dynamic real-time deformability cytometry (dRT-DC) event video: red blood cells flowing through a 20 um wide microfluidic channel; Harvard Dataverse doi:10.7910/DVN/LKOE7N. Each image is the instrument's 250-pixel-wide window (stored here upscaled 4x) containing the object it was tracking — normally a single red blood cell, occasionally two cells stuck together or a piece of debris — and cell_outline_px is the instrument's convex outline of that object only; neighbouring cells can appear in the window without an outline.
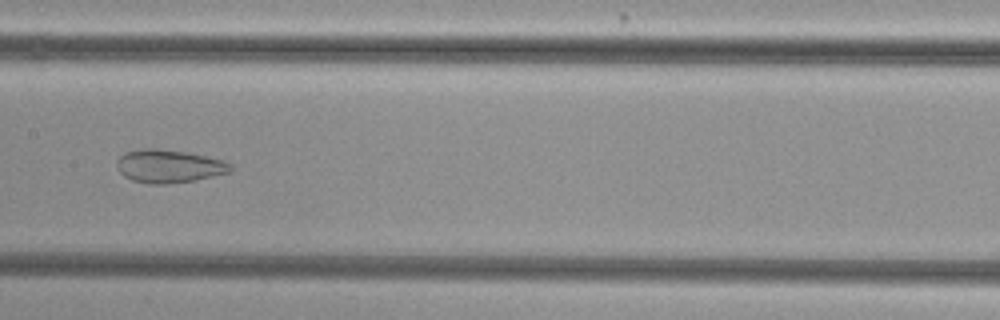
{"species": "common noctule bat (a hibernating species)", "species_latin": "Nyctalus noctula", "temperature_condition": "cold", "stored_images_in_passage": 30, "camera_frame_rate_fps": 3000, "um_per_image_px": 0.085, "animal": {"sex": "female", "body_mass_g": 29.2, "forearm_length_mm": 56.3}, "frame": {"image": 1, "passage_image": 18, "time_ms": 5.667, "image_size_px": [1000, 320], "cell_outline_px": [[232, 168], [228, 172], [196, 180], [168, 184], [148, 184], [132, 180], [124, 176], [116, 168], [116, 160], [124, 152], [144, 148], [156, 148], [188, 152], [224, 160], [232, 164]], "centroid_in_image_um": [14.32, 14.12], "position_along_channel_um": 193.1, "area_um2": 22.14}}
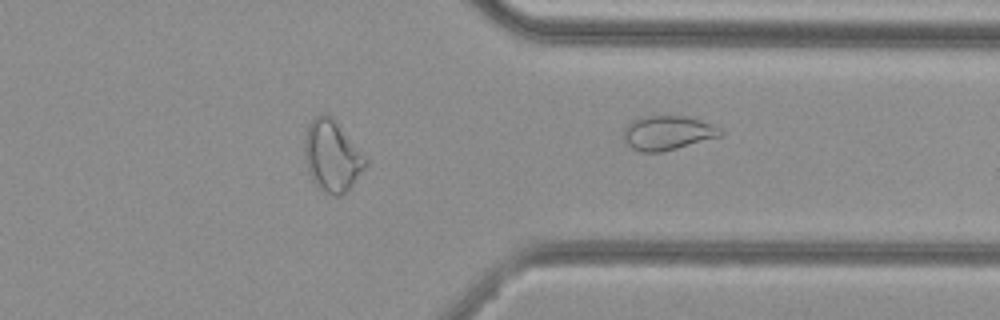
{"frame": {"image": 2, "passage_image": 30, "time_ms": 9.667, "image_size_px": [1000, 320], "cell_outline_px": [[724, 132], [720, 136], [676, 148], [660, 152], [640, 152], [632, 148], [624, 140], [624, 128], [632, 120], [644, 116], [684, 116], [700, 120], [724, 128]], "centroid_in_image_um": [56.76, 11.28], "position_along_channel_um": 354.6, "area_um2": 19.25}}